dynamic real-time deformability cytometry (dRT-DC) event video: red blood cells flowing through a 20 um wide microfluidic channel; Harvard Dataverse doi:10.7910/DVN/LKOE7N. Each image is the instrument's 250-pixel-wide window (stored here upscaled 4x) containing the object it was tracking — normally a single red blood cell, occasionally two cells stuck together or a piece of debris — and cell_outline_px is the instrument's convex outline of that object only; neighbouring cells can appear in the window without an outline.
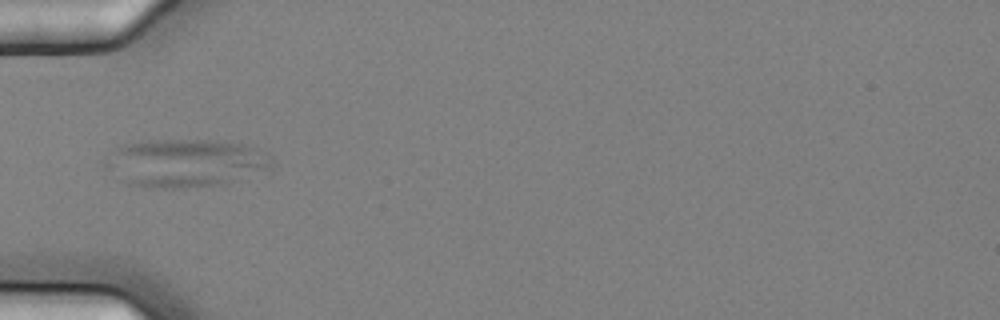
{"species": "common noctule bat (a hibernating species)", "species_latin": "Nyctalus noctula", "temperature_condition": "cold", "stored_images_in_passage": 11, "camera_frame_rate_fps": 3000, "um_per_image_px": 0.085, "animal": {"sex": "female", "body_mass_g": 25.1}, "frame": {"image": 1, "passage_image": 5, "time_ms": 1.333, "image_size_px": [1000, 320], "cell_outline_px": [[272, 172], [224, 184], [184, 188], [164, 188], [128, 184], [104, 168], [100, 160], [116, 148], [148, 140], [216, 140], [244, 144], [256, 148], [272, 156]], "centroid_in_image_um": [15.82, 13.87], "position_along_channel_um": 69.2, "area_um2": 47.45}}
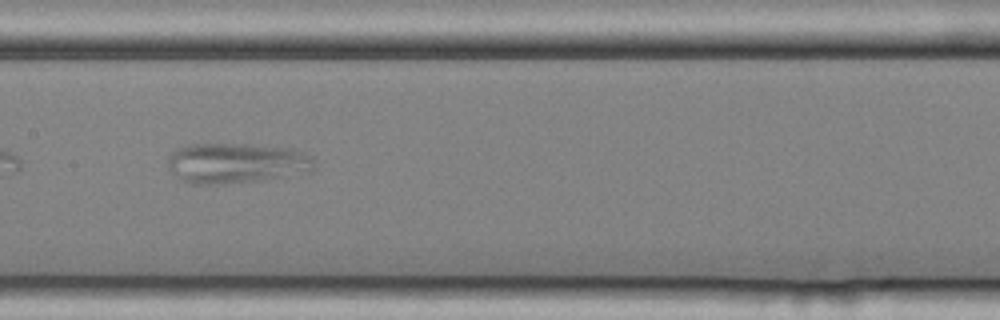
{"frame": {"image": 2, "passage_image": 8, "time_ms": 2.333, "image_size_px": [1000, 320], "cell_outline_px": [[312, 168], [308, 172], [260, 180], [220, 184], [188, 184], [180, 180], [168, 168], [168, 160], [172, 152], [176, 148], [192, 144], [244, 144], [292, 148], [304, 152], [312, 156]], "centroid_in_image_um": [20.04, 13.86], "position_along_channel_um": 187.4, "area_um2": 34.33}}
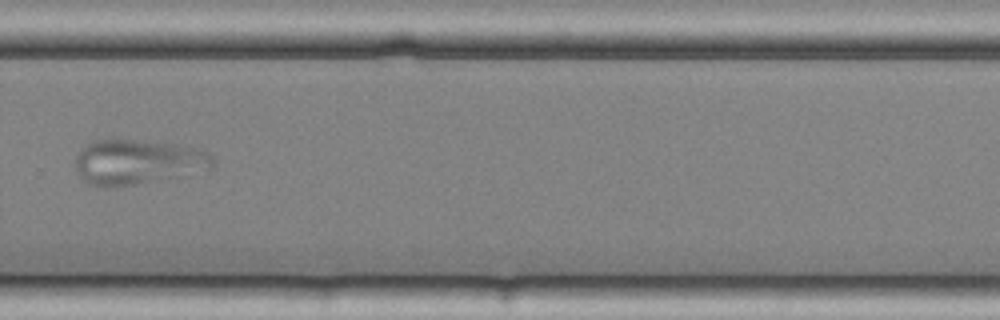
{"frame": {"image": 3, "passage_image": 11, "time_ms": 3.333, "image_size_px": [1000, 320], "cell_outline_px": [[212, 168], [136, 184], [116, 188], [104, 188], [88, 184], [80, 176], [76, 168], [76, 152], [84, 144], [92, 140], [112, 136], [176, 144], [196, 148], [208, 152], [212, 156]], "centroid_in_image_um": [11.57, 13.72], "position_along_channel_um": 318.2, "area_um2": 36.7}}